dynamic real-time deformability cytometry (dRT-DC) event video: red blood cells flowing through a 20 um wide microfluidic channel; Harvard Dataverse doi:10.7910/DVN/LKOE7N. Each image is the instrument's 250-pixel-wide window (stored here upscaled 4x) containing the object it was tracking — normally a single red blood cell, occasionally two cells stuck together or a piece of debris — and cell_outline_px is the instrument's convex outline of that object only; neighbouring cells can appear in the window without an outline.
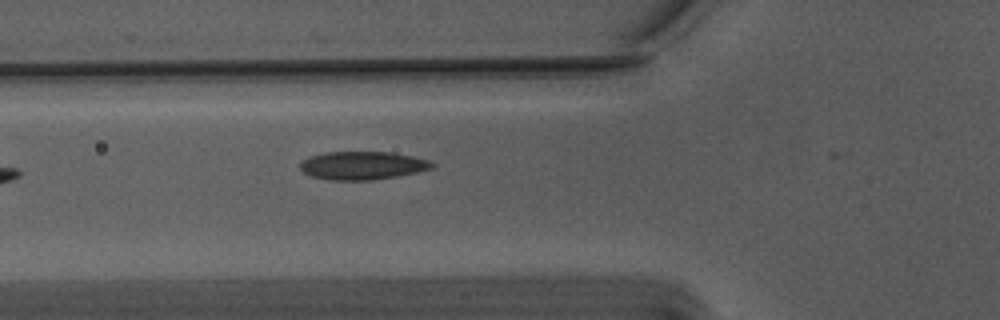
{"species": "Egyptian fruit bat (a non-hibernating species)", "species_latin": "Rousettus aegyptiacus", "temperature_condition": "warm", "stored_images_in_passage": 30, "camera_frame_rate_fps": 3000, "um_per_image_px": 0.085, "animal": {"sex": "male"}, "frame": {"image": 1, "passage_image": 4, "time_ms": 1.0, "image_size_px": [1000, 320], "cell_outline_px": [[436, 164], [432, 168], [416, 172], [396, 176], [372, 180], [328, 180], [312, 176], [304, 172], [300, 168], [300, 164], [308, 156], [324, 152], [392, 152], [412, 156], [428, 160]], "centroid_in_image_um": [30.8, 14.06], "position_along_channel_um": 95.0, "area_um2": 21.62}}
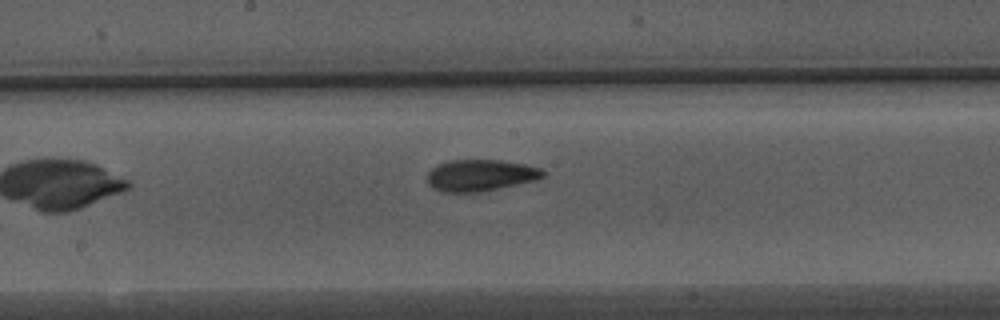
{"frame": {"image": 2, "passage_image": 13, "time_ms": 4.0, "image_size_px": [1000, 320], "cell_outline_px": [[548, 172], [544, 176], [536, 180], [484, 192], [440, 192], [432, 188], [428, 184], [428, 172], [432, 168], [440, 164], [452, 160], [500, 160], [524, 164], [540, 168]], "centroid_in_image_um": [40.86, 14.92], "position_along_channel_um": 207.3, "area_um2": 21.44}}
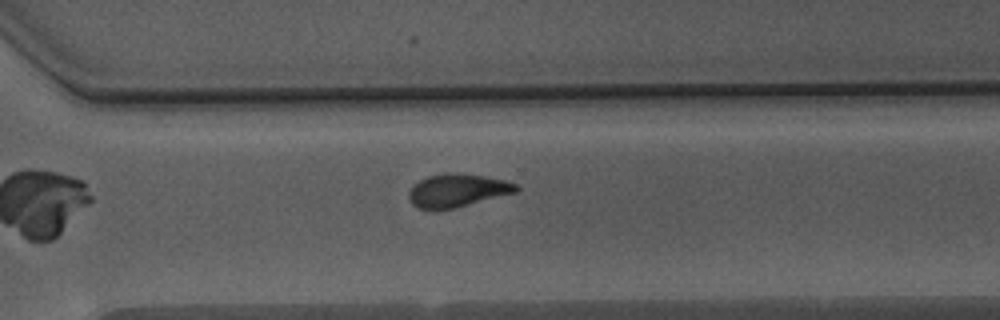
{"frame": {"image": 3, "passage_image": 23, "time_ms": 7.333, "image_size_px": [1000, 320], "cell_outline_px": [[520, 188], [516, 192], [456, 208], [416, 208], [412, 204], [408, 196], [408, 192], [420, 180], [428, 176], [480, 176], [504, 180], [516, 184]], "centroid_in_image_um": [38.89, 16.24], "position_along_channel_um": 331.7, "area_um2": 19.48}, "authors_computed_cell_mechanics": {"area_um2": 20.9236, "velocity_mm_per_s": 3.7411, "shape_relaxation_time_tau1_ms": 5.0197, "shape_relaxation_time_tau2_ms": 2.3869, "deformation_change_tau1": 0.1416, "deformation_change_tau2": 0.0706}}